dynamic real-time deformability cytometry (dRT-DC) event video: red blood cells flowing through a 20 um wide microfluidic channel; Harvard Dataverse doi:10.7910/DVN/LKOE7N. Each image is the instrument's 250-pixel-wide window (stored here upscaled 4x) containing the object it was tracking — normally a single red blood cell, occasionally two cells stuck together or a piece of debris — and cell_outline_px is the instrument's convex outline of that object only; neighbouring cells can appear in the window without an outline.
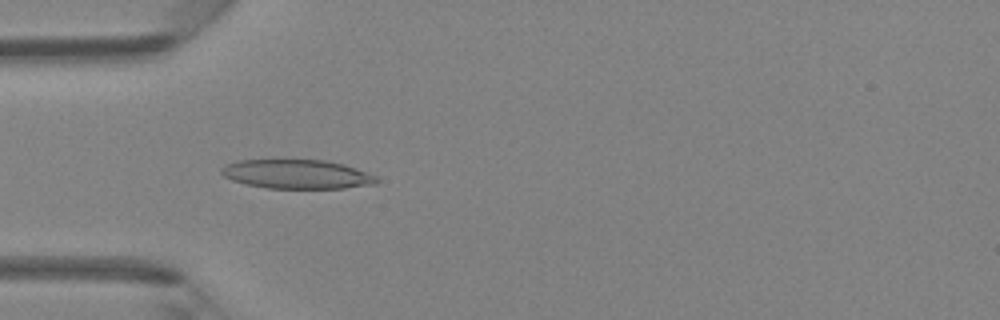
{"species": "Egyptian fruit bat (a non-hibernating species)", "species_latin": "Rousettus aegyptiacus", "temperature_condition": "room temperature", "stored_images_in_passage": 45, "camera_frame_rate_fps": 3000, "um_per_image_px": 0.085, "animal": {"sex": "female"}, "frame": {"image": 1, "passage_image": 13, "time_ms": 4.0, "image_size_px": [1000, 320], "cell_outline_px": [[380, 180], [376, 184], [344, 188], [268, 188], [244, 184], [232, 180], [224, 176], [220, 172], [220, 168], [228, 164], [240, 160], [324, 160], [344, 164], [376, 176]], "centroid_in_image_um": [25.24, 14.81], "position_along_channel_um": 59.8, "area_um2": 26.24}}
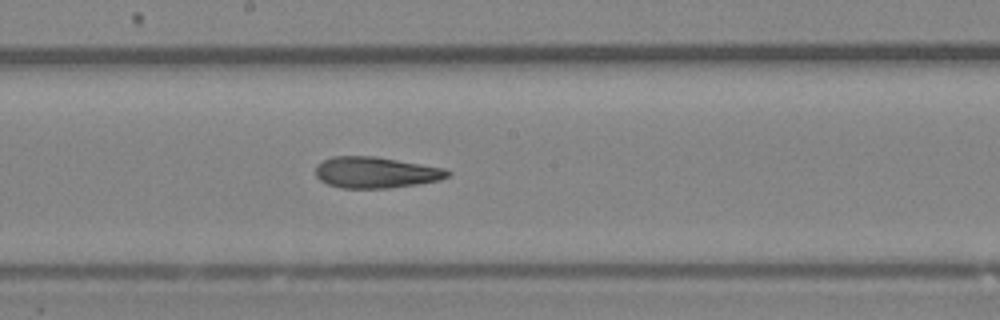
{"frame": {"image": 2, "passage_image": 24, "time_ms": 7.667, "image_size_px": [1000, 320], "cell_outline_px": [[452, 172], [448, 176], [440, 180], [416, 184], [388, 188], [340, 188], [328, 184], [320, 180], [316, 176], [316, 164], [332, 156], [376, 156], [444, 168]], "centroid_in_image_um": [31.92, 14.65], "position_along_channel_um": 216.3, "area_um2": 23.99}}
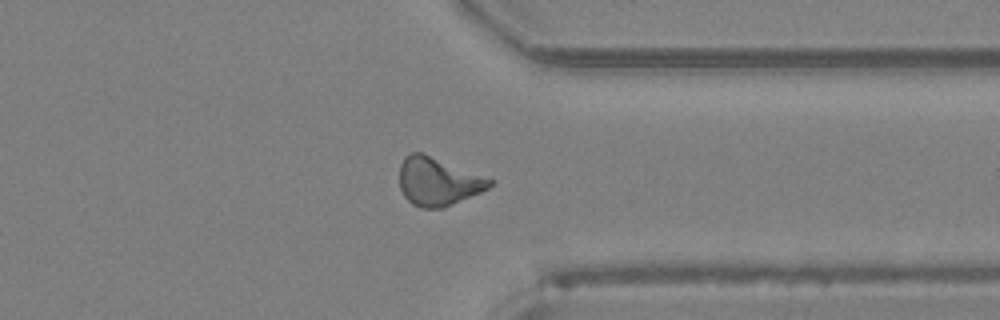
{"frame": {"image": 3, "passage_image": 35, "time_ms": 11.333, "image_size_px": [1000, 320], "cell_outline_px": [[492, 184], [488, 188], [480, 192], [444, 208], [420, 208], [412, 204], [404, 196], [400, 188], [400, 164], [404, 156], [412, 152], [420, 152], [492, 180]], "centroid_in_image_um": [37.17, 15.45], "position_along_channel_um": 374.2, "area_um2": 24.8}, "authors_computed_cell_mechanics": {"area_um2": 24.6228, "velocity_mm_per_s": 4.3574, "shape_relaxation_time_tau1_ms": 11.057, "shape_relaxation_time_tau2_ms": 3.1938, "deformation_change_tau1": 0.2605, "deformation_change_tau2": 0.1148}}